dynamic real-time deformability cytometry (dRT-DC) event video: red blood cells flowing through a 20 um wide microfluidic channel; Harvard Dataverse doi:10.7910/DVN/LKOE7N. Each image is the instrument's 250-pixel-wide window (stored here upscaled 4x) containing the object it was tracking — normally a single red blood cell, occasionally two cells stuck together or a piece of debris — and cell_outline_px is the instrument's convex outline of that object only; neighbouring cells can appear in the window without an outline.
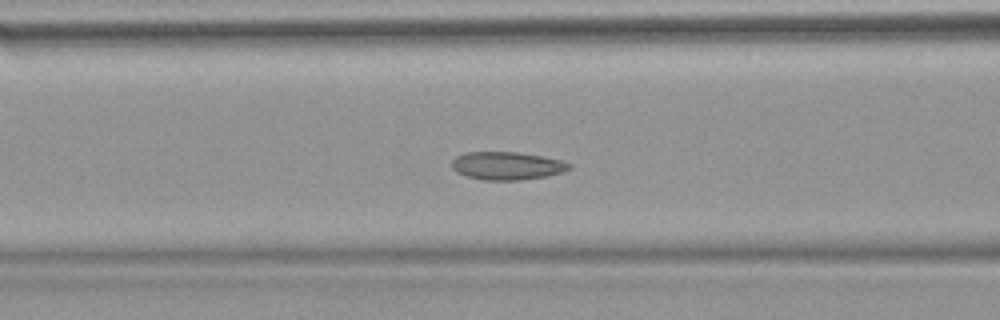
{"species": "common noctule bat (a hibernating species)", "species_latin": "Nyctalus noctula", "temperature_condition": "warm", "stored_images_in_passage": 53, "camera_frame_rate_fps": 3000, "um_per_image_px": 0.085, "animal": {"sex": "female", "body_mass_g": 18.4}, "frame": {"image": 1, "passage_image": 21, "time_ms": 6.667, "image_size_px": [1000, 320], "cell_outline_px": [[572, 168], [560, 172], [544, 176], [520, 180], [484, 180], [468, 176], [456, 172], [452, 168], [452, 160], [456, 156], [464, 152], [520, 152], [564, 160], [572, 164]], "centroid_in_image_um": [43.1, 14.07], "position_along_channel_um": 123.5, "area_um2": 19.19}}
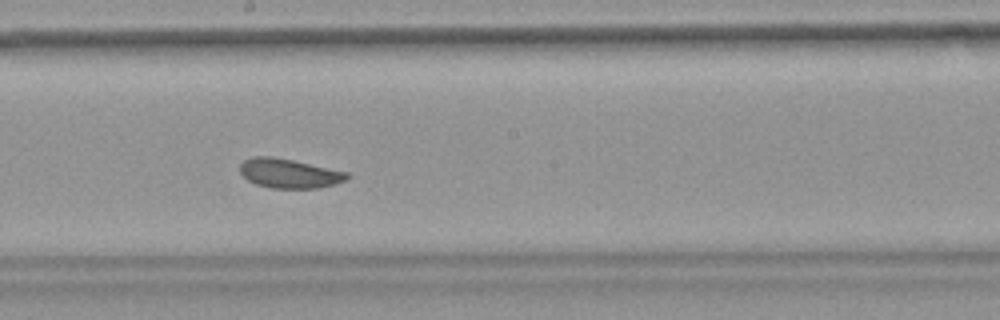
{"frame": {"image": 2, "passage_image": 29, "time_ms": 9.333, "image_size_px": [1000, 320], "cell_outline_px": [[348, 176], [344, 180], [332, 184], [316, 188], [272, 188], [256, 184], [248, 180], [240, 172], [240, 164], [244, 160], [252, 156], [272, 156], [292, 160], [348, 172]], "centroid_in_image_um": [24.52, 14.73], "position_along_channel_um": 223.7, "area_um2": 18.03}}
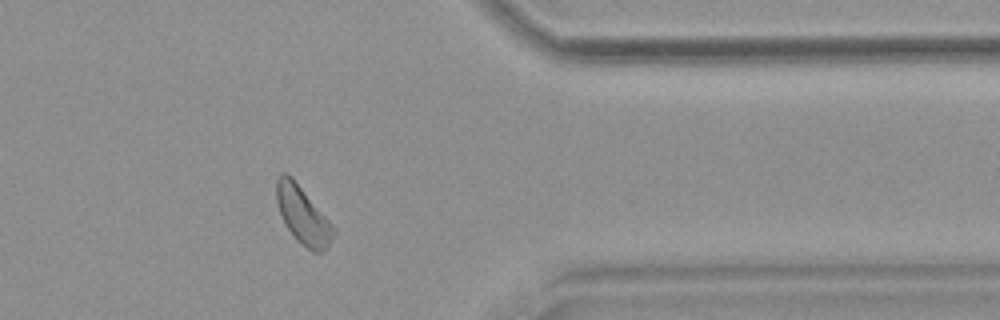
{"frame": {"image": 3, "passage_image": 43, "time_ms": 14.0, "image_size_px": [1000, 320], "cell_outline_px": [[336, 232], [328, 248], [320, 252], [312, 252], [300, 244], [296, 240], [288, 228], [280, 212], [276, 200], [276, 180], [280, 172], [284, 172], [292, 176], [336, 228]], "centroid_in_image_um": [25.76, 18.3], "position_along_channel_um": 385.6, "area_um2": 19.25}, "authors_computed_cell_mechanics": {"area_um2": 19.1896, "velocity_mm_per_s": 3.7758, "shape_relaxation_time_tau1_ms": 4.6633, "shape_relaxation_time_tau2_ms": 4.7672, "deformation_change_tau1": 0.1009, "deformation_change_tau2": 0.0929}}